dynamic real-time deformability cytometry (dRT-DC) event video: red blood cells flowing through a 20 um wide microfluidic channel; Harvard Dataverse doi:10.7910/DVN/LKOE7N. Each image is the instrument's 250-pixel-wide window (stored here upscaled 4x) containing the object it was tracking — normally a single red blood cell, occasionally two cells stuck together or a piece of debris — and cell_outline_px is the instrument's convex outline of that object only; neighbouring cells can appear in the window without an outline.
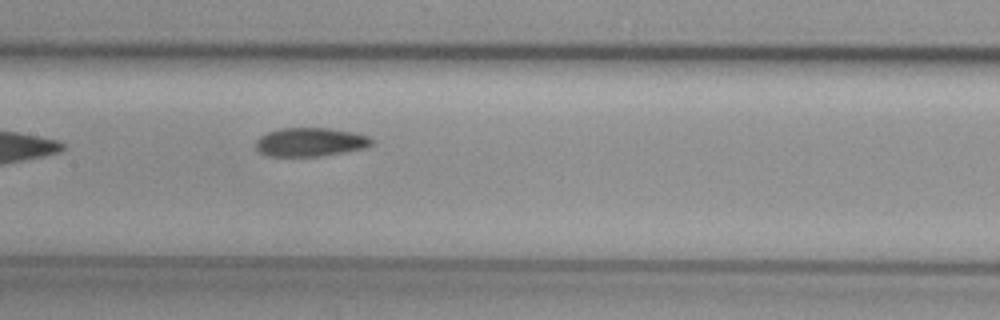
{"species": "common noctule bat (a hibernating species)", "species_latin": "Nyctalus noctula", "temperature_condition": "cold", "stored_images_in_passage": 5, "camera_frame_rate_fps": 3000, "um_per_image_px": 0.085, "animal": {"sex": "female", "body_mass_g": 29.2, "forearm_length_mm": 56.3}, "frame": {"image": 1, "passage_image": 5, "time_ms": 5.0, "image_size_px": [1000, 320], "cell_outline_px": [[372, 144], [364, 148], [320, 156], [268, 156], [260, 152], [256, 148], [256, 140], [260, 136], [268, 132], [280, 128], [328, 128], [352, 132], [368, 136], [372, 140]], "centroid_in_image_um": [26.34, 12.07], "position_along_channel_um": 181.1, "area_um2": 19.19}}